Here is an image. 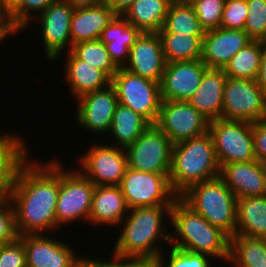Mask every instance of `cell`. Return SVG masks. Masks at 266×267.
<instances>
[{"label": "cell", "mask_w": 266, "mask_h": 267, "mask_svg": "<svg viewBox=\"0 0 266 267\" xmlns=\"http://www.w3.org/2000/svg\"><path fill=\"white\" fill-rule=\"evenodd\" d=\"M173 143L156 125H150L125 151L128 167L169 175Z\"/></svg>", "instance_id": "9c48e42d"}, {"label": "cell", "mask_w": 266, "mask_h": 267, "mask_svg": "<svg viewBox=\"0 0 266 267\" xmlns=\"http://www.w3.org/2000/svg\"><path fill=\"white\" fill-rule=\"evenodd\" d=\"M18 236L25 246L27 267H75L84 257L70 244L50 238L51 234ZM77 255V256H76Z\"/></svg>", "instance_id": "2e32d148"}, {"label": "cell", "mask_w": 266, "mask_h": 267, "mask_svg": "<svg viewBox=\"0 0 266 267\" xmlns=\"http://www.w3.org/2000/svg\"><path fill=\"white\" fill-rule=\"evenodd\" d=\"M151 124L140 114L118 103L113 115L111 128L108 132L114 139L110 145L126 149L131 145Z\"/></svg>", "instance_id": "f1b7e54d"}, {"label": "cell", "mask_w": 266, "mask_h": 267, "mask_svg": "<svg viewBox=\"0 0 266 267\" xmlns=\"http://www.w3.org/2000/svg\"><path fill=\"white\" fill-rule=\"evenodd\" d=\"M70 51L79 60L103 71L110 79L119 69L111 60L105 43L100 39L76 43Z\"/></svg>", "instance_id": "836d02e7"}, {"label": "cell", "mask_w": 266, "mask_h": 267, "mask_svg": "<svg viewBox=\"0 0 266 267\" xmlns=\"http://www.w3.org/2000/svg\"><path fill=\"white\" fill-rule=\"evenodd\" d=\"M235 235L266 239V195L237 199Z\"/></svg>", "instance_id": "4316f807"}, {"label": "cell", "mask_w": 266, "mask_h": 267, "mask_svg": "<svg viewBox=\"0 0 266 267\" xmlns=\"http://www.w3.org/2000/svg\"><path fill=\"white\" fill-rule=\"evenodd\" d=\"M55 0H21V2L5 17L9 27L16 33L29 30L33 19L41 14ZM37 14V15H36Z\"/></svg>", "instance_id": "e575fe53"}, {"label": "cell", "mask_w": 266, "mask_h": 267, "mask_svg": "<svg viewBox=\"0 0 266 267\" xmlns=\"http://www.w3.org/2000/svg\"><path fill=\"white\" fill-rule=\"evenodd\" d=\"M168 251L159 256V260L165 267H211L215 266L212 257L203 253H194L174 246H168ZM170 250V251H169ZM169 253V254H168ZM167 255V256H166ZM166 256V258H165ZM213 263V264H212Z\"/></svg>", "instance_id": "d590c367"}, {"label": "cell", "mask_w": 266, "mask_h": 267, "mask_svg": "<svg viewBox=\"0 0 266 267\" xmlns=\"http://www.w3.org/2000/svg\"><path fill=\"white\" fill-rule=\"evenodd\" d=\"M124 195L119 186H95L89 223L92 226H118L128 214Z\"/></svg>", "instance_id": "44dd1931"}, {"label": "cell", "mask_w": 266, "mask_h": 267, "mask_svg": "<svg viewBox=\"0 0 266 267\" xmlns=\"http://www.w3.org/2000/svg\"><path fill=\"white\" fill-rule=\"evenodd\" d=\"M66 53L63 75L73 99L77 100L84 94L104 89L111 84V79L103 71L79 60L71 51Z\"/></svg>", "instance_id": "d4e9b609"}, {"label": "cell", "mask_w": 266, "mask_h": 267, "mask_svg": "<svg viewBox=\"0 0 266 267\" xmlns=\"http://www.w3.org/2000/svg\"><path fill=\"white\" fill-rule=\"evenodd\" d=\"M16 34L8 24V21L5 17L0 16V44L4 43L8 36H13Z\"/></svg>", "instance_id": "bcb514c9"}, {"label": "cell", "mask_w": 266, "mask_h": 267, "mask_svg": "<svg viewBox=\"0 0 266 267\" xmlns=\"http://www.w3.org/2000/svg\"><path fill=\"white\" fill-rule=\"evenodd\" d=\"M77 113L75 114L76 125L84 128L95 136L100 133L108 135L111 128L113 115L118 102L116 91L110 84L108 87L89 92L75 100Z\"/></svg>", "instance_id": "9a60e30c"}, {"label": "cell", "mask_w": 266, "mask_h": 267, "mask_svg": "<svg viewBox=\"0 0 266 267\" xmlns=\"http://www.w3.org/2000/svg\"><path fill=\"white\" fill-rule=\"evenodd\" d=\"M219 174L220 164L209 132L173 144L169 183L178 197L192 185Z\"/></svg>", "instance_id": "277c9868"}, {"label": "cell", "mask_w": 266, "mask_h": 267, "mask_svg": "<svg viewBox=\"0 0 266 267\" xmlns=\"http://www.w3.org/2000/svg\"><path fill=\"white\" fill-rule=\"evenodd\" d=\"M261 64L256 78L257 85L266 94V39L260 40Z\"/></svg>", "instance_id": "7bdbcfd3"}, {"label": "cell", "mask_w": 266, "mask_h": 267, "mask_svg": "<svg viewBox=\"0 0 266 267\" xmlns=\"http://www.w3.org/2000/svg\"><path fill=\"white\" fill-rule=\"evenodd\" d=\"M244 30L252 40L266 39V0H247Z\"/></svg>", "instance_id": "74e56055"}, {"label": "cell", "mask_w": 266, "mask_h": 267, "mask_svg": "<svg viewBox=\"0 0 266 267\" xmlns=\"http://www.w3.org/2000/svg\"><path fill=\"white\" fill-rule=\"evenodd\" d=\"M75 267H123V265L118 264L113 259L107 261L101 259H93L92 257H88L85 255L76 265Z\"/></svg>", "instance_id": "ee69618b"}, {"label": "cell", "mask_w": 266, "mask_h": 267, "mask_svg": "<svg viewBox=\"0 0 266 267\" xmlns=\"http://www.w3.org/2000/svg\"><path fill=\"white\" fill-rule=\"evenodd\" d=\"M158 33L204 36L205 30L201 27L191 4L171 2L163 27Z\"/></svg>", "instance_id": "1f68e13d"}, {"label": "cell", "mask_w": 266, "mask_h": 267, "mask_svg": "<svg viewBox=\"0 0 266 267\" xmlns=\"http://www.w3.org/2000/svg\"><path fill=\"white\" fill-rule=\"evenodd\" d=\"M94 144L81 153L76 167L95 186H119L128 168L126 151L110 144Z\"/></svg>", "instance_id": "7c38bea8"}, {"label": "cell", "mask_w": 266, "mask_h": 267, "mask_svg": "<svg viewBox=\"0 0 266 267\" xmlns=\"http://www.w3.org/2000/svg\"><path fill=\"white\" fill-rule=\"evenodd\" d=\"M59 160V194L56 206V231L65 224L88 221L95 185L76 167L65 169ZM75 168V169H74ZM65 169V170H64ZM81 219V220H80ZM69 222V223H68Z\"/></svg>", "instance_id": "8992f818"}, {"label": "cell", "mask_w": 266, "mask_h": 267, "mask_svg": "<svg viewBox=\"0 0 266 267\" xmlns=\"http://www.w3.org/2000/svg\"><path fill=\"white\" fill-rule=\"evenodd\" d=\"M233 267H266V239L230 237L229 260Z\"/></svg>", "instance_id": "f546056e"}, {"label": "cell", "mask_w": 266, "mask_h": 267, "mask_svg": "<svg viewBox=\"0 0 266 267\" xmlns=\"http://www.w3.org/2000/svg\"><path fill=\"white\" fill-rule=\"evenodd\" d=\"M195 0H171V2L181 3V4H192Z\"/></svg>", "instance_id": "816d5d0a"}, {"label": "cell", "mask_w": 266, "mask_h": 267, "mask_svg": "<svg viewBox=\"0 0 266 267\" xmlns=\"http://www.w3.org/2000/svg\"><path fill=\"white\" fill-rule=\"evenodd\" d=\"M207 69L202 60L166 63L160 82L161 98L187 101L198 89Z\"/></svg>", "instance_id": "e0dca14e"}, {"label": "cell", "mask_w": 266, "mask_h": 267, "mask_svg": "<svg viewBox=\"0 0 266 267\" xmlns=\"http://www.w3.org/2000/svg\"><path fill=\"white\" fill-rule=\"evenodd\" d=\"M209 121L187 101L163 100L156 126L173 144L208 132Z\"/></svg>", "instance_id": "5bb4252c"}, {"label": "cell", "mask_w": 266, "mask_h": 267, "mask_svg": "<svg viewBox=\"0 0 266 267\" xmlns=\"http://www.w3.org/2000/svg\"><path fill=\"white\" fill-rule=\"evenodd\" d=\"M256 160L266 157V119L252 123Z\"/></svg>", "instance_id": "b9f144b4"}, {"label": "cell", "mask_w": 266, "mask_h": 267, "mask_svg": "<svg viewBox=\"0 0 266 267\" xmlns=\"http://www.w3.org/2000/svg\"><path fill=\"white\" fill-rule=\"evenodd\" d=\"M68 4H70L74 9L76 8H83V7H90L96 5L104 0H64Z\"/></svg>", "instance_id": "681fc988"}, {"label": "cell", "mask_w": 266, "mask_h": 267, "mask_svg": "<svg viewBox=\"0 0 266 267\" xmlns=\"http://www.w3.org/2000/svg\"><path fill=\"white\" fill-rule=\"evenodd\" d=\"M140 34L141 32L121 15H116L103 30L100 40L105 43L111 60L118 68H123L127 63L130 48Z\"/></svg>", "instance_id": "484cf974"}, {"label": "cell", "mask_w": 266, "mask_h": 267, "mask_svg": "<svg viewBox=\"0 0 266 267\" xmlns=\"http://www.w3.org/2000/svg\"><path fill=\"white\" fill-rule=\"evenodd\" d=\"M123 267H165L162 262L158 260H138L132 261Z\"/></svg>", "instance_id": "7dc6e473"}, {"label": "cell", "mask_w": 266, "mask_h": 267, "mask_svg": "<svg viewBox=\"0 0 266 267\" xmlns=\"http://www.w3.org/2000/svg\"><path fill=\"white\" fill-rule=\"evenodd\" d=\"M171 206L130 208L117 226L121 228L118 239L114 240L111 258L123 266L132 261L158 260L162 253L160 242L170 244L171 233L166 223L168 219L171 221Z\"/></svg>", "instance_id": "7a4b0ae2"}, {"label": "cell", "mask_w": 266, "mask_h": 267, "mask_svg": "<svg viewBox=\"0 0 266 267\" xmlns=\"http://www.w3.org/2000/svg\"><path fill=\"white\" fill-rule=\"evenodd\" d=\"M21 0H0V16L6 17Z\"/></svg>", "instance_id": "c3c4849f"}, {"label": "cell", "mask_w": 266, "mask_h": 267, "mask_svg": "<svg viewBox=\"0 0 266 267\" xmlns=\"http://www.w3.org/2000/svg\"><path fill=\"white\" fill-rule=\"evenodd\" d=\"M73 12L74 8L67 2L55 0L34 18L39 21L45 58L52 64L61 58L60 54L71 50L70 25Z\"/></svg>", "instance_id": "4fadbf2b"}, {"label": "cell", "mask_w": 266, "mask_h": 267, "mask_svg": "<svg viewBox=\"0 0 266 267\" xmlns=\"http://www.w3.org/2000/svg\"><path fill=\"white\" fill-rule=\"evenodd\" d=\"M166 63L201 60L204 36H190L175 33H158Z\"/></svg>", "instance_id": "4dcf8cb0"}, {"label": "cell", "mask_w": 266, "mask_h": 267, "mask_svg": "<svg viewBox=\"0 0 266 267\" xmlns=\"http://www.w3.org/2000/svg\"><path fill=\"white\" fill-rule=\"evenodd\" d=\"M179 197L229 237L235 235L237 198L219 176L192 185Z\"/></svg>", "instance_id": "5b68a950"}, {"label": "cell", "mask_w": 266, "mask_h": 267, "mask_svg": "<svg viewBox=\"0 0 266 267\" xmlns=\"http://www.w3.org/2000/svg\"><path fill=\"white\" fill-rule=\"evenodd\" d=\"M226 79L223 69L208 68L198 89L187 100L209 122L221 118Z\"/></svg>", "instance_id": "603a6c76"}, {"label": "cell", "mask_w": 266, "mask_h": 267, "mask_svg": "<svg viewBox=\"0 0 266 267\" xmlns=\"http://www.w3.org/2000/svg\"><path fill=\"white\" fill-rule=\"evenodd\" d=\"M170 4L171 0H135L122 16L141 33H158Z\"/></svg>", "instance_id": "83f0119b"}, {"label": "cell", "mask_w": 266, "mask_h": 267, "mask_svg": "<svg viewBox=\"0 0 266 267\" xmlns=\"http://www.w3.org/2000/svg\"><path fill=\"white\" fill-rule=\"evenodd\" d=\"M251 41L245 30L220 27L205 31L201 60L208 68L223 69Z\"/></svg>", "instance_id": "d6986e66"}, {"label": "cell", "mask_w": 266, "mask_h": 267, "mask_svg": "<svg viewBox=\"0 0 266 267\" xmlns=\"http://www.w3.org/2000/svg\"><path fill=\"white\" fill-rule=\"evenodd\" d=\"M116 14L103 1L90 7L74 9L71 25V48L82 41L100 39L103 30Z\"/></svg>", "instance_id": "cb8c5ba5"}, {"label": "cell", "mask_w": 266, "mask_h": 267, "mask_svg": "<svg viewBox=\"0 0 266 267\" xmlns=\"http://www.w3.org/2000/svg\"><path fill=\"white\" fill-rule=\"evenodd\" d=\"M27 160L17 173L8 200L14 210L18 236L56 230L59 160ZM40 163V164H39Z\"/></svg>", "instance_id": "6da1fadb"}, {"label": "cell", "mask_w": 266, "mask_h": 267, "mask_svg": "<svg viewBox=\"0 0 266 267\" xmlns=\"http://www.w3.org/2000/svg\"><path fill=\"white\" fill-rule=\"evenodd\" d=\"M261 170H262V174L264 175V177L266 178V157L259 159L258 160Z\"/></svg>", "instance_id": "f907efd6"}, {"label": "cell", "mask_w": 266, "mask_h": 267, "mask_svg": "<svg viewBox=\"0 0 266 267\" xmlns=\"http://www.w3.org/2000/svg\"><path fill=\"white\" fill-rule=\"evenodd\" d=\"M23 140L15 133L0 134V201L8 199L19 168L29 159V148Z\"/></svg>", "instance_id": "7402d4cb"}, {"label": "cell", "mask_w": 266, "mask_h": 267, "mask_svg": "<svg viewBox=\"0 0 266 267\" xmlns=\"http://www.w3.org/2000/svg\"><path fill=\"white\" fill-rule=\"evenodd\" d=\"M161 38L158 33H141L130 48L123 67L132 74L160 83L165 69Z\"/></svg>", "instance_id": "ac0fdd59"}, {"label": "cell", "mask_w": 266, "mask_h": 267, "mask_svg": "<svg viewBox=\"0 0 266 267\" xmlns=\"http://www.w3.org/2000/svg\"><path fill=\"white\" fill-rule=\"evenodd\" d=\"M4 245V243H2V242H0V249H1V247Z\"/></svg>", "instance_id": "f5cc1de1"}, {"label": "cell", "mask_w": 266, "mask_h": 267, "mask_svg": "<svg viewBox=\"0 0 266 267\" xmlns=\"http://www.w3.org/2000/svg\"><path fill=\"white\" fill-rule=\"evenodd\" d=\"M0 267H27L25 246L19 238L1 247Z\"/></svg>", "instance_id": "ab89813d"}, {"label": "cell", "mask_w": 266, "mask_h": 267, "mask_svg": "<svg viewBox=\"0 0 266 267\" xmlns=\"http://www.w3.org/2000/svg\"><path fill=\"white\" fill-rule=\"evenodd\" d=\"M221 118L250 123L266 119V94L256 80L227 77Z\"/></svg>", "instance_id": "30bf717a"}, {"label": "cell", "mask_w": 266, "mask_h": 267, "mask_svg": "<svg viewBox=\"0 0 266 267\" xmlns=\"http://www.w3.org/2000/svg\"><path fill=\"white\" fill-rule=\"evenodd\" d=\"M118 102L155 125L161 106L160 83L119 68L111 78Z\"/></svg>", "instance_id": "52a82bcc"}, {"label": "cell", "mask_w": 266, "mask_h": 267, "mask_svg": "<svg viewBox=\"0 0 266 267\" xmlns=\"http://www.w3.org/2000/svg\"><path fill=\"white\" fill-rule=\"evenodd\" d=\"M170 245L194 253H203L220 261L229 260L230 237L210 224L180 197L171 206Z\"/></svg>", "instance_id": "3957f363"}, {"label": "cell", "mask_w": 266, "mask_h": 267, "mask_svg": "<svg viewBox=\"0 0 266 267\" xmlns=\"http://www.w3.org/2000/svg\"><path fill=\"white\" fill-rule=\"evenodd\" d=\"M17 238L12 204L8 199L0 201V242L8 244Z\"/></svg>", "instance_id": "60d3db41"}, {"label": "cell", "mask_w": 266, "mask_h": 267, "mask_svg": "<svg viewBox=\"0 0 266 267\" xmlns=\"http://www.w3.org/2000/svg\"><path fill=\"white\" fill-rule=\"evenodd\" d=\"M119 187L129 209L172 205L178 197L170 187L169 175L141 172L129 167Z\"/></svg>", "instance_id": "8fae6325"}, {"label": "cell", "mask_w": 266, "mask_h": 267, "mask_svg": "<svg viewBox=\"0 0 266 267\" xmlns=\"http://www.w3.org/2000/svg\"><path fill=\"white\" fill-rule=\"evenodd\" d=\"M247 0H226L221 17V28L244 30L248 16Z\"/></svg>", "instance_id": "f35d334b"}, {"label": "cell", "mask_w": 266, "mask_h": 267, "mask_svg": "<svg viewBox=\"0 0 266 267\" xmlns=\"http://www.w3.org/2000/svg\"><path fill=\"white\" fill-rule=\"evenodd\" d=\"M208 132L220 167L228 163L256 160L252 123L219 118L209 122Z\"/></svg>", "instance_id": "ba28073f"}, {"label": "cell", "mask_w": 266, "mask_h": 267, "mask_svg": "<svg viewBox=\"0 0 266 267\" xmlns=\"http://www.w3.org/2000/svg\"><path fill=\"white\" fill-rule=\"evenodd\" d=\"M135 0H104L116 15H123Z\"/></svg>", "instance_id": "f6af8a7d"}, {"label": "cell", "mask_w": 266, "mask_h": 267, "mask_svg": "<svg viewBox=\"0 0 266 267\" xmlns=\"http://www.w3.org/2000/svg\"><path fill=\"white\" fill-rule=\"evenodd\" d=\"M225 2L226 0H195L191 4L205 31L220 28Z\"/></svg>", "instance_id": "8d00e7d4"}, {"label": "cell", "mask_w": 266, "mask_h": 267, "mask_svg": "<svg viewBox=\"0 0 266 267\" xmlns=\"http://www.w3.org/2000/svg\"><path fill=\"white\" fill-rule=\"evenodd\" d=\"M261 64L260 40H252L223 68L227 77L256 80Z\"/></svg>", "instance_id": "d6a6232c"}, {"label": "cell", "mask_w": 266, "mask_h": 267, "mask_svg": "<svg viewBox=\"0 0 266 267\" xmlns=\"http://www.w3.org/2000/svg\"><path fill=\"white\" fill-rule=\"evenodd\" d=\"M219 177L237 199L266 195V178L258 160L224 164Z\"/></svg>", "instance_id": "ffe728a7"}]
</instances>
